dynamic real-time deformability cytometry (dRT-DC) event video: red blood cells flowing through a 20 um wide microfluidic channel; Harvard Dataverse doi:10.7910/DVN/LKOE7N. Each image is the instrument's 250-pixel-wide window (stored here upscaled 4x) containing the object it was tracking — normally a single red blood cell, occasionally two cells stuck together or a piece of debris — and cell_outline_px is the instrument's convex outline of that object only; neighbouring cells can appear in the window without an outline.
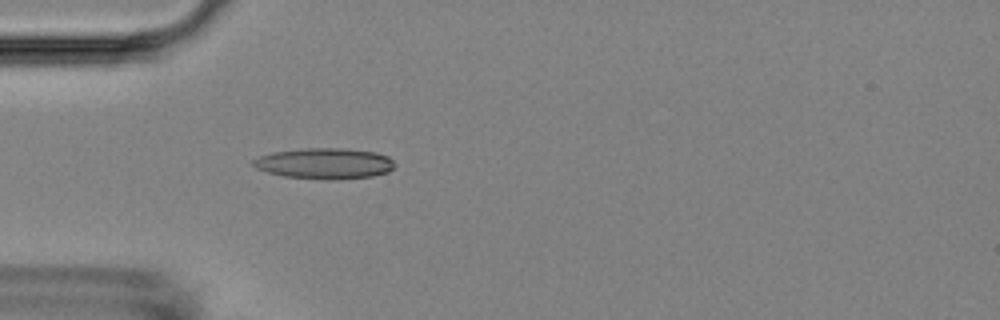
{"species": "Egyptian fruit bat (a non-hibernating species)", "species_latin": "Rousettus aegyptiacus", "temperature_condition": "room temperature", "stored_images_in_passage": 6, "camera_frame_rate_fps": 3000, "um_per_image_px": 0.085, "animal": {"sex": "female"}, "frame": {"image": 1, "passage_image": 2, "time_ms": 0.333, "image_size_px": [1000, 320], "cell_outline_px": [[396, 164], [388, 172], [372, 176], [336, 180], [328, 180], [284, 176], [268, 172], [256, 168], [252, 164], [252, 160], [260, 156], [272, 152], [304, 148], [344, 148], [376, 152], [388, 156]], "centroid_in_image_um": [27.6, 13.89], "position_along_channel_um": 57.4, "area_um2": 25.55}}
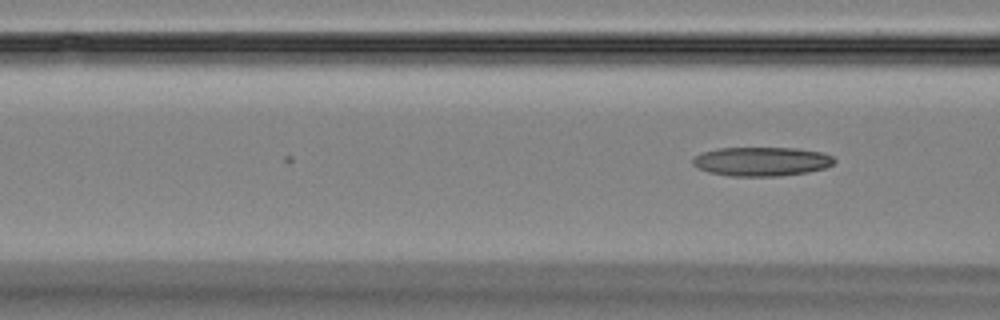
{"frame": {"image": 2, "passage_image": 6, "time_ms": 1.667, "image_size_px": [1000, 320], "cell_outline_px": [[836, 160], [832, 164], [824, 168], [808, 172], [780, 176], [728, 176], [708, 172], [696, 168], [692, 164], [692, 160], [700, 152], [716, 148], [796, 148], [824, 152], [832, 156]], "centroid_in_image_um": [64.71, 13.72], "position_along_channel_um": 101.9, "area_um2": 24.22}}